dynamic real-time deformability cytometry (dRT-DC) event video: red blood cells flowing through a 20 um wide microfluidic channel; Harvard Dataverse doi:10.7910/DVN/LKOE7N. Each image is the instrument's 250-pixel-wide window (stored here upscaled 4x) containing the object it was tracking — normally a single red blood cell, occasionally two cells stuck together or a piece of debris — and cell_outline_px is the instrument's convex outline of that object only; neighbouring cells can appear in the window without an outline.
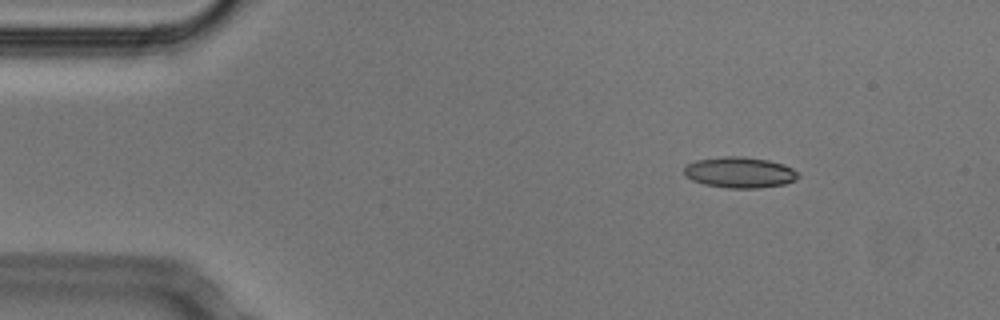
{"species": "Egyptian fruit bat (a non-hibernating species)", "species_latin": "Rousettus aegyptiacus", "temperature_condition": "cold", "stored_images_in_passage": 46, "camera_frame_rate_fps": 3000, "um_per_image_px": 0.085, "animal": {"sex": "male"}, "frame": {"image": 1, "passage_image": 1, "time_ms": 0.0, "image_size_px": [1000, 320], "cell_outline_px": [[800, 176], [796, 180], [784, 184], [760, 188], [728, 188], [704, 184], [692, 180], [684, 176], [684, 168], [688, 164], [696, 160], [724, 156], [744, 156], [768, 160], [784, 164], [800, 172]], "centroid_in_image_um": [62.9, 14.65], "position_along_channel_um": 22.1, "area_um2": 20.75}}
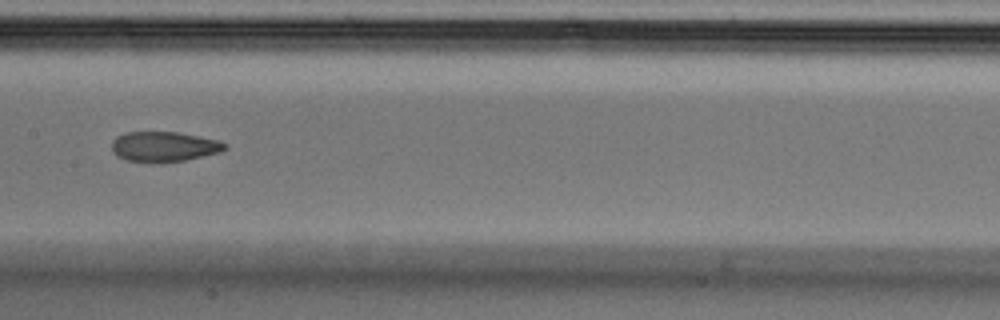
{"frame": {"image": 2, "passage_image": 20, "time_ms": 6.333, "image_size_px": [1000, 320], "cell_outline_px": [[228, 148], [220, 152], [184, 160], [160, 164], [152, 164], [128, 160], [116, 156], [112, 152], [112, 140], [116, 136], [124, 132], [176, 132], [220, 140], [228, 144]], "centroid_in_image_um": [13.92, 12.48], "position_along_channel_um": 193.5, "area_um2": 20.29}}
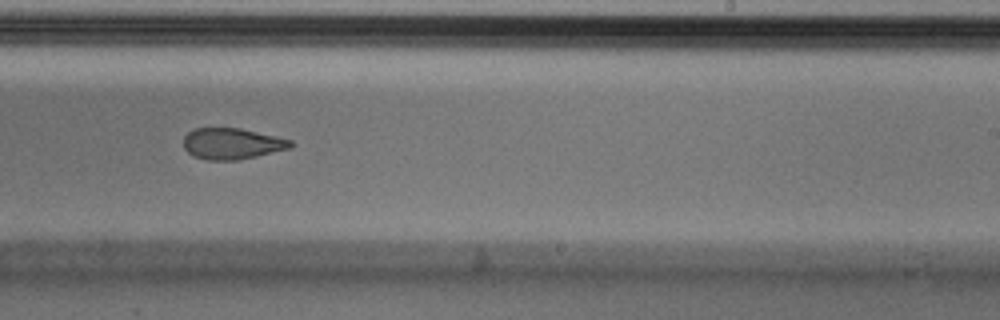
{"frame": {"image": 3, "passage_image": 26, "time_ms": 8.333, "image_size_px": [1000, 320], "cell_outline_px": [[292, 148], [240, 160], [208, 160], [192, 156], [184, 148], [184, 136], [192, 128], [240, 128], [276, 136], [292, 140]], "centroid_in_image_um": [19.71, 12.21], "position_along_channel_um": 269.3, "area_um2": 19.59}, "authors_computed_cell_mechanics": {"area_um2": 20.808, "velocity_mm_per_s": 3.7997, "shape_relaxation_time_tau1_ms": null, "shape_relaxation_time_tau2_ms": 2.1069, "deformation_change_tau1": null, "deformation_change_tau2": 0.0765}}